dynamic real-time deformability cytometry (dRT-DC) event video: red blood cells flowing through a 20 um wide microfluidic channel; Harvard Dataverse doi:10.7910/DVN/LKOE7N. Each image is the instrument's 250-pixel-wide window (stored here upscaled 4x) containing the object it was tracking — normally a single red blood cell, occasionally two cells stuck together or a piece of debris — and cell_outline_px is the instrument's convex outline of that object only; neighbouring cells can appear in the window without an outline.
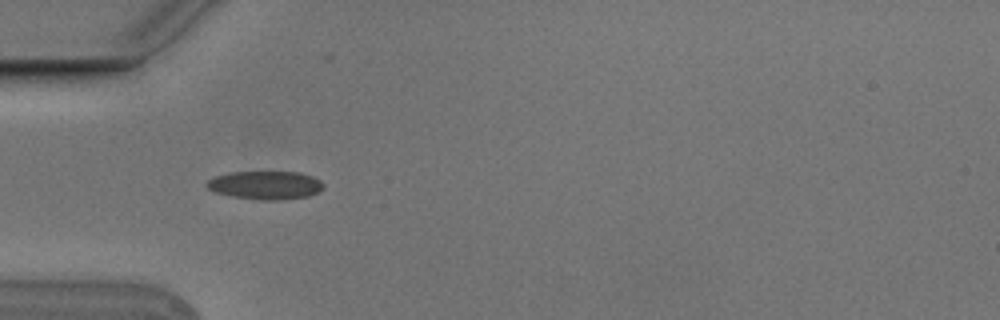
{"species": "Egyptian fruit bat (a non-hibernating species)", "species_latin": "Rousettus aegyptiacus", "temperature_condition": "cold", "stored_images_in_passage": 6, "camera_frame_rate_fps": 3000, "um_per_image_px": 0.085, "animal": {"sex": "male"}, "frame": {"image": 1, "passage_image": 5, "time_ms": 1.333, "image_size_px": [1000, 320], "cell_outline_px": [[324, 188], [308, 196], [284, 200], [260, 200], [232, 196], [216, 192], [208, 188], [208, 180], [216, 176], [232, 172], [300, 172], [312, 176], [320, 180], [324, 184]], "centroid_in_image_um": [22.61, 15.74], "position_along_channel_um": 62.4, "area_um2": 19.13}}